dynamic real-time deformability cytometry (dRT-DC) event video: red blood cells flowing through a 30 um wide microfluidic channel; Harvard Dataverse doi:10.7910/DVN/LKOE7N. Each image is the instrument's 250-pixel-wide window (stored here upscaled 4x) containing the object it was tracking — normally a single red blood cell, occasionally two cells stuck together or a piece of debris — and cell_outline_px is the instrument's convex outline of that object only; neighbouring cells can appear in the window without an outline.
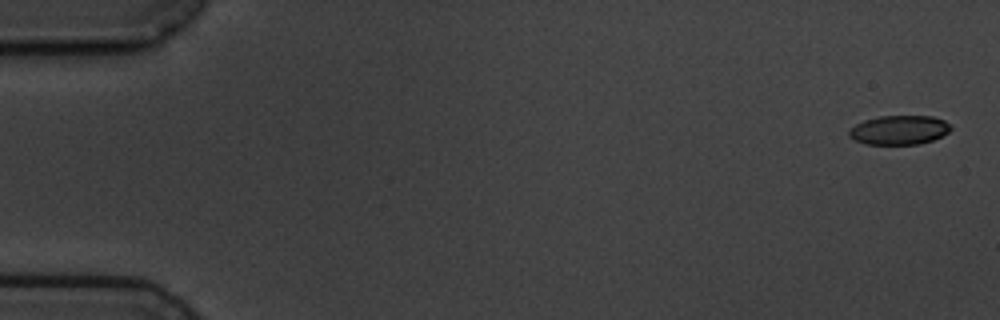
{"species": "common noctule bat (a hibernating species)", "species_latin": "Nyctalus noctula", "temperature_condition": "cold", "stored_images_in_passage": 5, "camera_frame_rate_fps": 3000, "um_per_image_px": 0.085, "animal": {"sex": "male", "body_mass_g": 19.5, "forearm_length_mm": 54.6}, "frame": {"image": 1, "passage_image": 1, "time_ms": 0.0, "image_size_px": [1000, 320], "cell_outline_px": [[952, 128], [948, 132], [932, 140], [916, 144], [864, 144], [848, 136], [848, 128], [864, 120], [880, 116], [932, 116], [944, 120]], "centroid_in_image_um": [76.38, 11.04], "position_along_channel_um": 8.6, "area_um2": 17.22}}
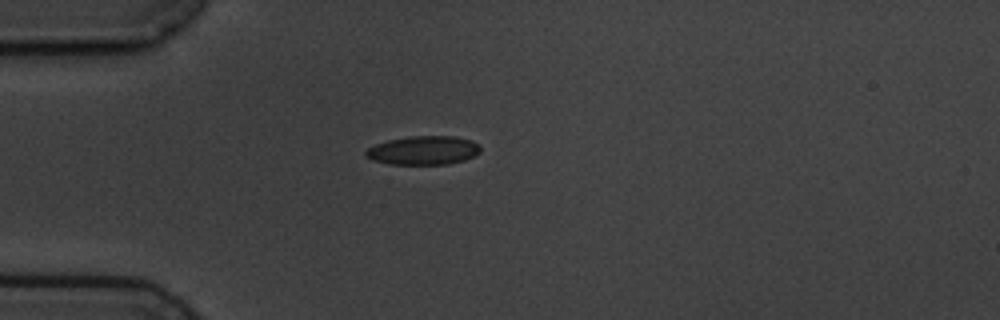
{"frame": {"image": 2, "passage_image": 5, "time_ms": 4.667, "image_size_px": [1000, 320], "cell_outline_px": [[480, 152], [476, 156], [464, 160], [448, 164], [388, 164], [372, 160], [364, 156], [364, 152], [368, 148], [376, 144], [388, 140], [408, 136], [456, 136], [472, 140], [480, 148]], "centroid_in_image_um": [35.98, 12.78], "position_along_channel_um": 49.0, "area_um2": 19.36}}